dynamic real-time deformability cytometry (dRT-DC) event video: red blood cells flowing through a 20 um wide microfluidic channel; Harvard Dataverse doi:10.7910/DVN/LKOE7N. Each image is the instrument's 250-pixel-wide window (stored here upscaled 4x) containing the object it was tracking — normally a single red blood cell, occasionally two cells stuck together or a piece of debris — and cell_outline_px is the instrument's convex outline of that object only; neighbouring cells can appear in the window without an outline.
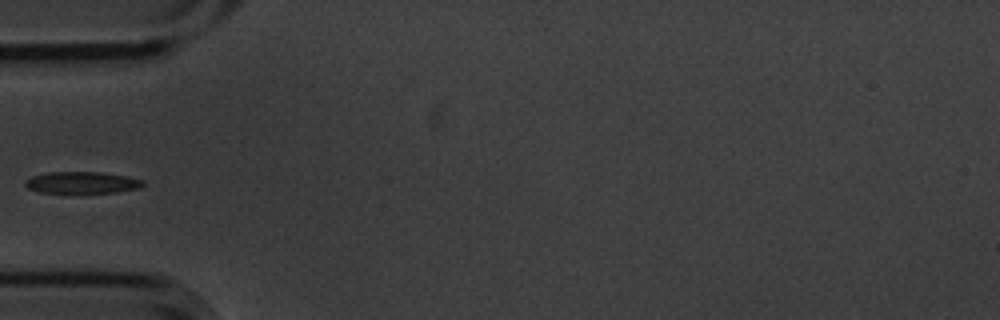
{"species": "common noctule bat (a hibernating species)", "species_latin": "Nyctalus noctula", "temperature_condition": "cold", "stored_images_in_passage": 4, "camera_frame_rate_fps": 3000, "um_per_image_px": 0.085, "animal": {"sex": "male", "body_mass_g": 20.1, "forearm_length_mm": 53.5}, "frame": {"image": 1, "passage_image": 4, "time_ms": 1.0, "image_size_px": [1000, 320], "cell_outline_px": [[144, 184], [140, 188], [116, 192], [36, 192], [28, 188], [24, 184], [24, 180], [32, 176], [48, 172], [104, 172], [128, 176], [144, 180]], "centroid_in_image_um": [6.97, 15.5], "position_along_channel_um": 78.0, "area_um2": 14.91}}